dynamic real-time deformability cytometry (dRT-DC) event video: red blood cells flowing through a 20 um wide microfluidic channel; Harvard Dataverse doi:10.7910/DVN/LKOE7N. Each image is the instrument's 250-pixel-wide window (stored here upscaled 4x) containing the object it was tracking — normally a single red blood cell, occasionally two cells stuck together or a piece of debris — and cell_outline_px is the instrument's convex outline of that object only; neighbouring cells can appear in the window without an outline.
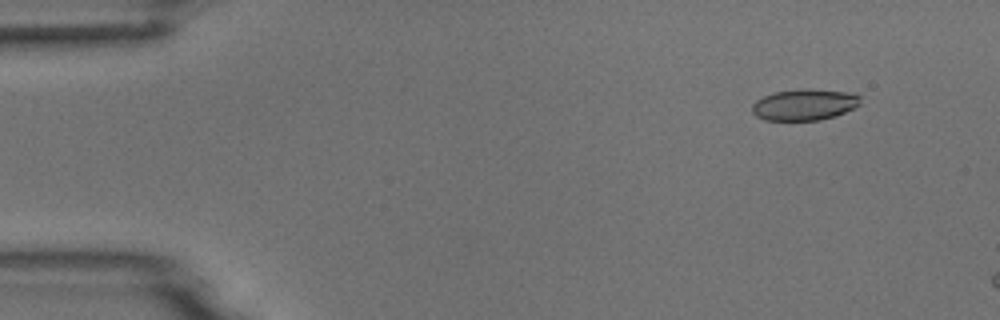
{"species": "common noctule bat (a hibernating species)", "species_latin": "Nyctalus noctula", "temperature_condition": "room temperature", "stored_images_in_passage": 4, "camera_frame_rate_fps": 3000, "um_per_image_px": 0.085, "animal": {"sex": "male", "body_mass_g": 18.8}, "frame": {"image": 1, "passage_image": 2, "time_ms": 1.333, "image_size_px": [1000, 320], "cell_outline_px": [[860, 104], [836, 116], [820, 120], [764, 120], [756, 116], [752, 112], [752, 104], [756, 100], [772, 92], [808, 88], [852, 92], [860, 96]], "centroid_in_image_um": [68.37, 8.88], "position_along_channel_um": 16.6, "area_um2": 19.88}}
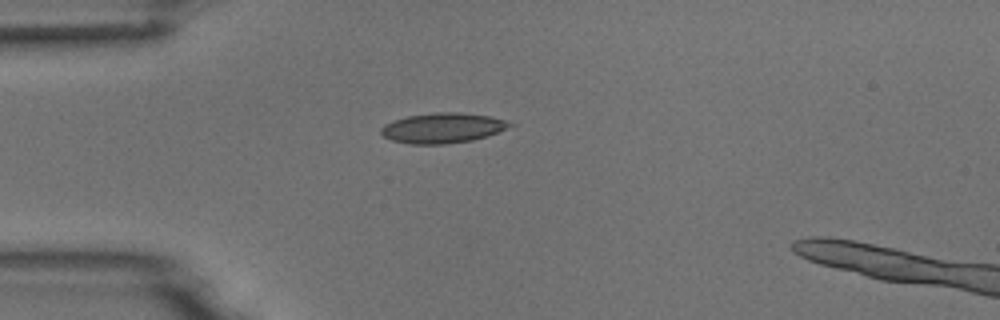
{"frame": {"image": 2, "passage_image": 4, "time_ms": 4.333, "image_size_px": [1000, 320], "cell_outline_px": [[516, 124], [496, 132], [472, 140], [444, 144], [412, 144], [392, 140], [384, 136], [380, 132], [380, 128], [384, 124], [392, 120], [408, 116], [436, 112], [460, 112], [488, 116], [504, 120]], "centroid_in_image_um": [37.58, 10.87], "position_along_channel_um": 47.4, "area_um2": 22.37}}